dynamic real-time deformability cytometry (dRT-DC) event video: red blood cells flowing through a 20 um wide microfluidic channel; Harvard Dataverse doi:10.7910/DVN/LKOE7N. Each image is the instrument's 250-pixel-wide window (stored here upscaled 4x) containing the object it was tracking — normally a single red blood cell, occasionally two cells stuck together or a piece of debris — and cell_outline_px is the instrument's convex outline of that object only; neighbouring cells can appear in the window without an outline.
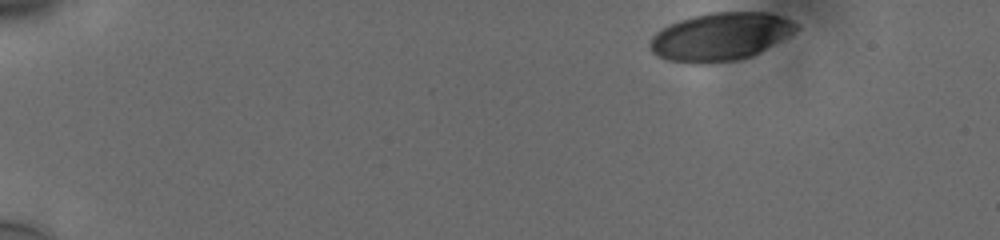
{"species": "human", "species_latin": "Homo sapiens", "temperature_condition": "cold", "stored_images_in_passage": 44, "camera_frame_rate_fps": 3000, "um_per_image_px": 0.085, "donor": {"sex": "male"}, "frame": {"image": 1, "passage_image": 1, "time_ms": 0.0, "image_size_px": [1000, 240], "cell_outline_px": [[796, 28], [792, 32], [752, 56], [736, 60], [700, 64], [692, 64], [672, 60], [660, 56], [652, 48], [652, 40], [668, 24], [692, 16], [708, 12], [768, 12], [788, 20], [796, 24]], "centroid_in_image_um": [61.23, 3.1], "position_along_channel_um": 23.8, "area_um2": 39.54}}
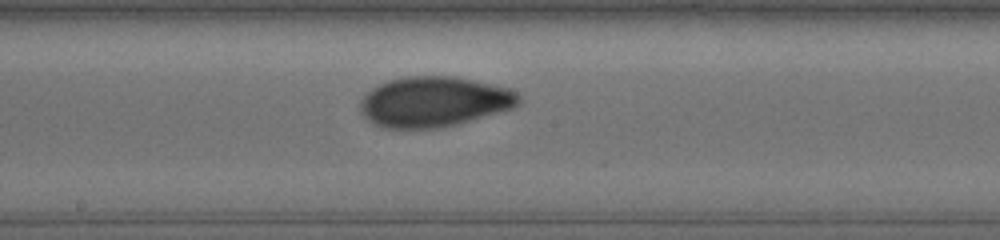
{"frame": {"image": 2, "passage_image": 26, "time_ms": 8.333, "image_size_px": [1000, 240], "cell_outline_px": [[520, 100], [512, 108], [468, 120], [436, 128], [380, 128], [372, 124], [364, 116], [360, 108], [360, 100], [372, 88], [388, 80], [404, 76], [456, 76], [508, 88], [516, 92], [520, 96]], "centroid_in_image_um": [36.83, 8.63], "position_along_channel_um": 211.4, "area_um2": 46.01}}
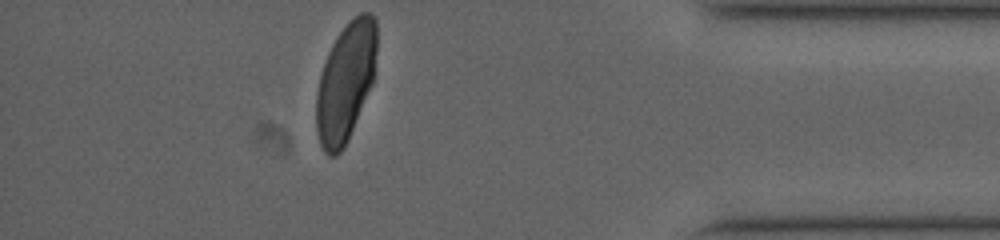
{"frame": {"image": 3, "passage_image": 44, "time_ms": 14.333, "image_size_px": [1000, 240], "cell_outline_px": [[376, 52], [372, 84], [348, 140], [344, 148], [336, 156], [328, 156], [324, 152], [320, 144], [316, 128], [316, 92], [320, 76], [328, 52], [336, 36], [360, 12], [372, 12], [376, 16]], "centroid_in_image_um": [29.37, 6.99], "position_along_channel_um": 405.8, "area_um2": 41.73}, "authors_computed_cell_mechanics": {"area_um2": 44.1592, "velocity_mm_per_s": 3.7481, "shape_relaxation_time_tau1_ms": 4.8913, "shape_relaxation_time_tau2_ms": 1.2474, "deformation_change_tau1": 0.1506, "deformation_change_tau2": 0.0513}}